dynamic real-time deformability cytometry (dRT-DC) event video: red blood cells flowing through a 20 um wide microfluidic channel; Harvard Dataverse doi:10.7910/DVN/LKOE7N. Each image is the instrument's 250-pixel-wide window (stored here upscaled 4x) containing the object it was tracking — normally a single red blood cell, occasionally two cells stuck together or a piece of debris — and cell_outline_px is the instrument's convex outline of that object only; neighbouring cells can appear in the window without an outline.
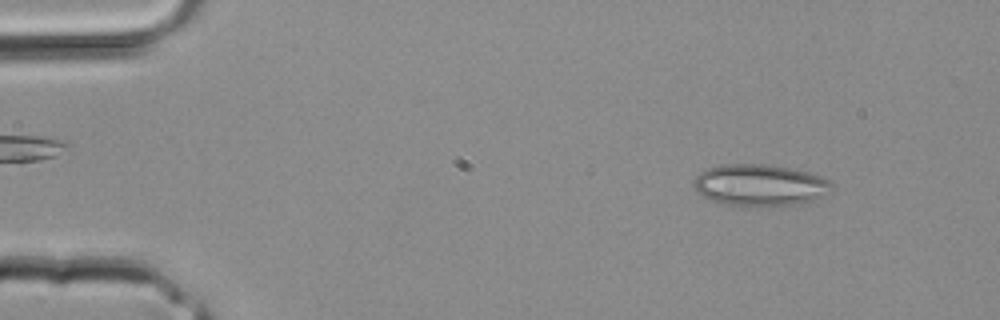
{"species": "common noctule bat (a hibernating species)", "species_latin": "Nyctalus noctula", "temperature_condition": "room temperature", "stored_images_in_passage": 3, "camera_frame_rate_fps": 3000, "um_per_image_px": 0.085, "animal": {"sex": "male", "body_mass_g": 20.4}, "frame": {"image": 1, "passage_image": 1, "time_ms": 0.0, "image_size_px": [1000, 320], "cell_outline_px": [[832, 184], [828, 196], [804, 204], [744, 208], [712, 200], [696, 192], [692, 184], [692, 180], [700, 172], [708, 168], [720, 164], [768, 164], [808, 172], [820, 176], [828, 180]], "centroid_in_image_um": [64.6, 15.76], "position_along_channel_um": 20.4, "area_um2": 34.28}}